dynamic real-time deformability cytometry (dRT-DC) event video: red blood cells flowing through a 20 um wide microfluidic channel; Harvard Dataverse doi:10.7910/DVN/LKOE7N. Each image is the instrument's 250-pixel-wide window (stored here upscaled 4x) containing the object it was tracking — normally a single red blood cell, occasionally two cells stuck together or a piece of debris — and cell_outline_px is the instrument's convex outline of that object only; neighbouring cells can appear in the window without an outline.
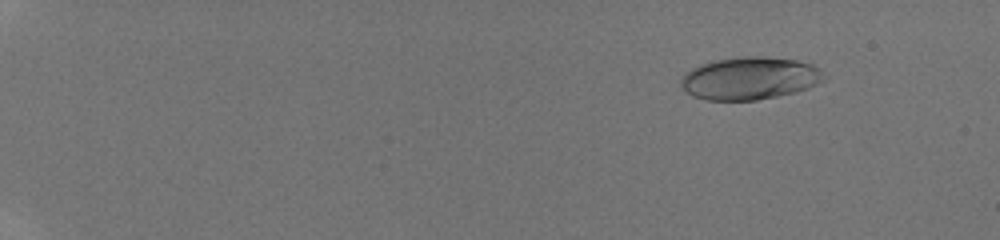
{"species": "human", "species_latin": "Homo sapiens", "temperature_condition": "room temperature", "stored_images_in_passage": 48, "camera_frame_rate_fps": 3000, "um_per_image_px": 0.085, "donor": {"sex": "male"}, "frame": {"image": 1, "passage_image": 7, "time_ms": 2.0, "image_size_px": [1000, 240], "cell_outline_px": [[828, 76], [816, 84], [808, 88], [796, 92], [756, 100], [708, 100], [692, 96], [680, 84], [680, 80], [692, 68], [700, 64], [716, 60], [752, 56], [764, 56], [796, 60], [812, 64]], "centroid_in_image_um": [63.75, 6.66], "position_along_channel_um": 21.2, "area_um2": 35.26}}
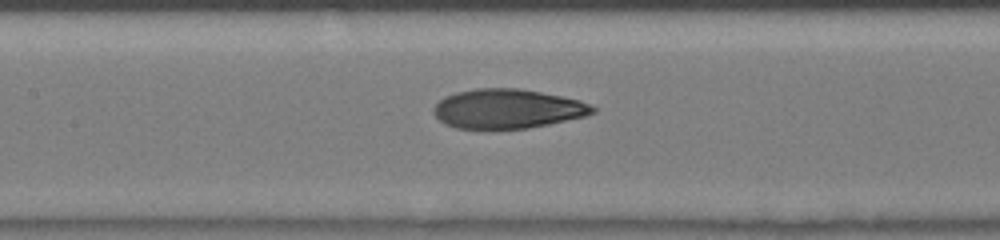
{"frame": {"image": 2, "passage_image": 27, "time_ms": 8.667, "image_size_px": [1000, 240], "cell_outline_px": [[596, 112], [584, 116], [548, 124], [528, 128], [456, 128], [444, 124], [432, 112], [432, 108], [444, 96], [456, 92], [476, 88], [520, 88], [580, 100], [592, 104], [596, 108]], "centroid_in_image_um": [43.12, 9.23], "position_along_channel_um": 164.3, "area_um2": 36.41}}
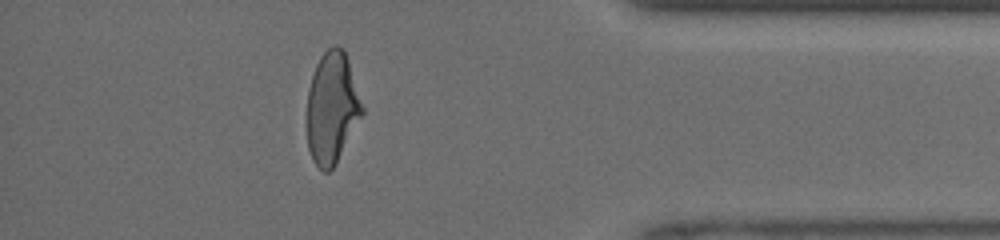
{"frame": {"image": 3, "passage_image": 44, "time_ms": 14.333, "image_size_px": [1000, 240], "cell_outline_px": [[364, 112], [336, 164], [328, 172], [324, 172], [312, 160], [308, 148], [308, 88], [316, 64], [320, 56], [332, 44], [336, 44], [344, 48], [364, 108]], "centroid_in_image_um": [28.23, 9.15], "position_along_channel_um": 407.0, "area_um2": 35.78}}